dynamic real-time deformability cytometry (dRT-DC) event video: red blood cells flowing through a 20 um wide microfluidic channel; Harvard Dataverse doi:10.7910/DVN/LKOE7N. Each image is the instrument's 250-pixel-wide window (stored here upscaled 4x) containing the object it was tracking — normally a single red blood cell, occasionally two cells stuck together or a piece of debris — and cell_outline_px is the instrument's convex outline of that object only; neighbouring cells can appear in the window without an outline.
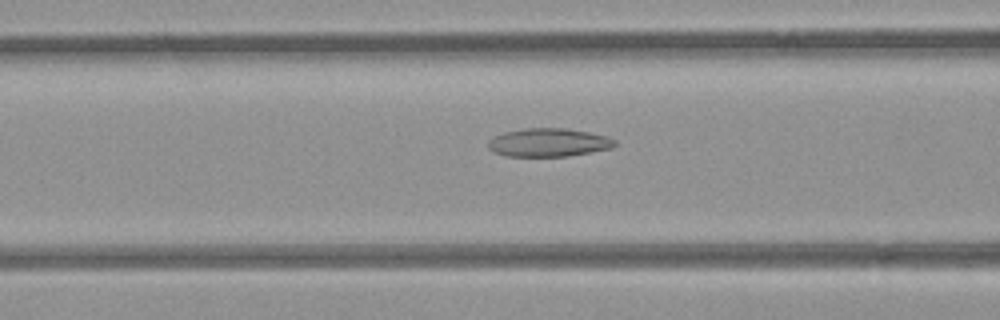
{"species": "common noctule bat (a hibernating species)", "species_latin": "Nyctalus noctula", "temperature_condition": "room temperature", "stored_images_in_passage": 12, "camera_frame_rate_fps": 3000, "um_per_image_px": 0.085, "animal": {"sex": "female", "body_mass_g": 21.9}, "frame": {"image": 1, "passage_image": 10, "time_ms": 3.0, "image_size_px": [1000, 320], "cell_outline_px": [[616, 144], [612, 148], [568, 156], [508, 156], [496, 152], [488, 148], [488, 140], [504, 132], [524, 128], [564, 128], [588, 132], [608, 136], [616, 140]], "centroid_in_image_um": [46.65, 12.11], "position_along_channel_um": 119.9, "area_um2": 20.81}}